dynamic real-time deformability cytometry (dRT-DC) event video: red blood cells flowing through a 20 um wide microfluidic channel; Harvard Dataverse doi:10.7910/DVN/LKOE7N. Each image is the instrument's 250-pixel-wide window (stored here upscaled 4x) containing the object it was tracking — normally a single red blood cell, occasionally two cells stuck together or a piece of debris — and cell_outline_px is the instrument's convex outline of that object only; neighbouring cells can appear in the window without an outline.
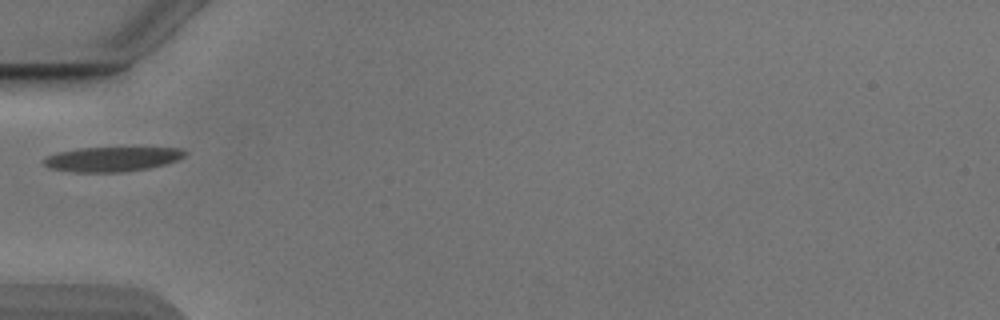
{"species": "Egyptian fruit bat (a non-hibernating species)", "species_latin": "Rousettus aegyptiacus", "temperature_condition": "cold", "stored_images_in_passage": 7, "camera_frame_rate_fps": 3000, "um_per_image_px": 0.085, "animal": {"sex": "male"}, "frame": {"image": 1, "passage_image": 1, "time_ms": 0.0, "image_size_px": [1000, 320], "cell_outline_px": [[188, 152], [184, 156], [176, 160], [164, 164], [148, 168], [124, 172], [72, 172], [48, 168], [44, 164], [44, 160], [48, 156], [56, 152], [80, 148], [180, 148]], "centroid_in_image_um": [9.49, 13.53], "position_along_channel_um": 75.5, "area_um2": 20.11}}